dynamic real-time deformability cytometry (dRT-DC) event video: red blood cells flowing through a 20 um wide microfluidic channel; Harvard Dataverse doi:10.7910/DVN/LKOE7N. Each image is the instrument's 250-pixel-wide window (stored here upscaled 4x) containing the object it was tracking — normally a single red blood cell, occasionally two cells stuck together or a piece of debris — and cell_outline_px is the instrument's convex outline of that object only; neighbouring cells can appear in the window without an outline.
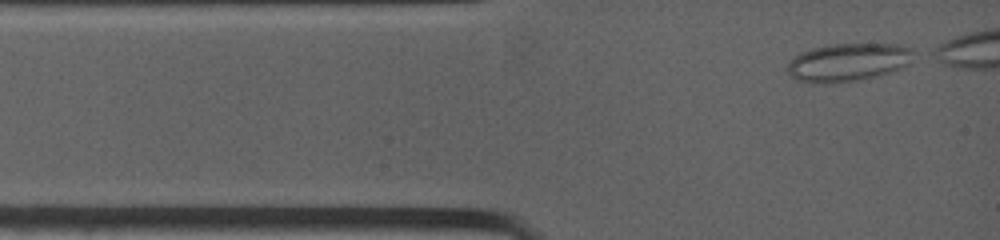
{"species": "common noctule bat (a hibernating species)", "species_latin": "Nyctalus noctula", "temperature_condition": "warm", "stored_images_in_passage": 9, "camera_frame_rate_fps": 4500, "um_per_image_px": 0.085, "animal": {"sex": "female", "body_mass_g": 19.0, "forearm_length_mm": 53.3}, "frame": {"image": 1, "passage_image": 1, "time_ms": 0.0, "image_size_px": [1000, 240], "cell_outline_px": [[916, 52], [908, 64], [900, 68], [876, 76], [832, 84], [816, 84], [796, 80], [788, 76], [784, 68], [788, 60], [792, 56], [800, 52], [812, 48], [832, 44], [896, 44], [912, 48]], "centroid_in_image_um": [71.98, 5.3], "position_along_channel_um": 13.0, "area_um2": 28.5}}
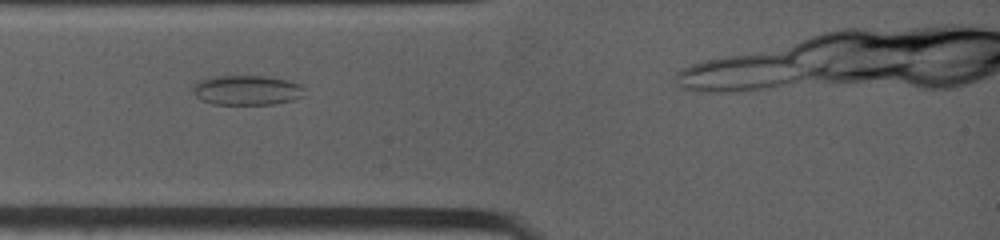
{"frame": {"image": 2, "passage_image": 6, "time_ms": 2.0, "image_size_px": [1000, 240], "cell_outline_px": [[304, 96], [292, 100], [272, 104], [212, 104], [196, 96], [192, 84], [196, 80], [216, 76], [264, 76], [284, 80], [300, 84], [304, 88]], "centroid_in_image_um": [20.96, 7.66], "position_along_channel_um": 64.0, "area_um2": 19.25}}